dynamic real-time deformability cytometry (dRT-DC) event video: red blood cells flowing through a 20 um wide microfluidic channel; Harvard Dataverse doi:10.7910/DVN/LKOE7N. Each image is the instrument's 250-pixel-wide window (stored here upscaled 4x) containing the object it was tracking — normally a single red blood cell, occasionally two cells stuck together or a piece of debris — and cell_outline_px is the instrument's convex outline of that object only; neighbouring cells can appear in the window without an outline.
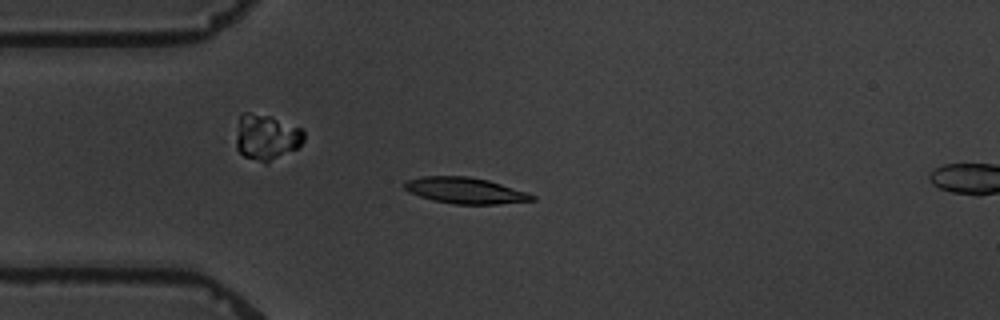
{"species": "common noctule bat (a hibernating species)", "species_latin": "Nyctalus noctula", "temperature_condition": "warm", "stored_images_in_passage": 6, "camera_frame_rate_fps": 3000, "um_per_image_px": 0.085, "animal": {"sex": "male", "body_mass_g": 19.5, "forearm_length_mm": 54.6}, "frame": {"image": 1, "passage_image": 5, "time_ms": 5.0, "image_size_px": [1000, 320], "cell_outline_px": [[536, 200], [496, 204], [456, 204], [432, 200], [408, 192], [404, 188], [404, 180], [420, 176], [468, 176], [488, 180], [528, 192], [536, 196]], "centroid_in_image_um": [39.53, 16.19], "position_along_channel_um": 45.5, "area_um2": 19.54}}